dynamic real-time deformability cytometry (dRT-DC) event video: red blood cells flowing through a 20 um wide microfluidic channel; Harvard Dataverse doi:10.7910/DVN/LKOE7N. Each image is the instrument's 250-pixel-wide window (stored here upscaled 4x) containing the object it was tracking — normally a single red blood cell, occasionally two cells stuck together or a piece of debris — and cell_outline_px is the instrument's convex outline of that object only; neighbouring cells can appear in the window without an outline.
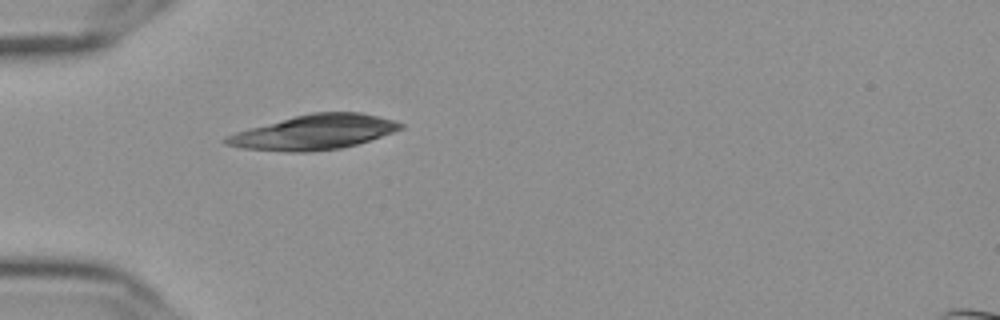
{"species": "Egyptian fruit bat (a non-hibernating species)", "species_latin": "Rousettus aegyptiacus", "temperature_condition": "cold", "stored_images_in_passage": 35, "camera_frame_rate_fps": 3000, "um_per_image_px": 0.085, "frame": {"image": 1, "passage_image": 1, "time_ms": 0.0, "image_size_px": [1000, 320], "cell_outline_px": [[404, 128], [356, 144], [340, 148], [308, 152], [288, 152], [244, 148], [224, 144], [220, 140], [224, 136], [236, 132], [296, 116], [312, 112], [360, 112], [392, 120], [404, 124]], "centroid_in_image_um": [26.66, 11.24], "position_along_channel_um": 58.3, "area_um2": 34.8}}
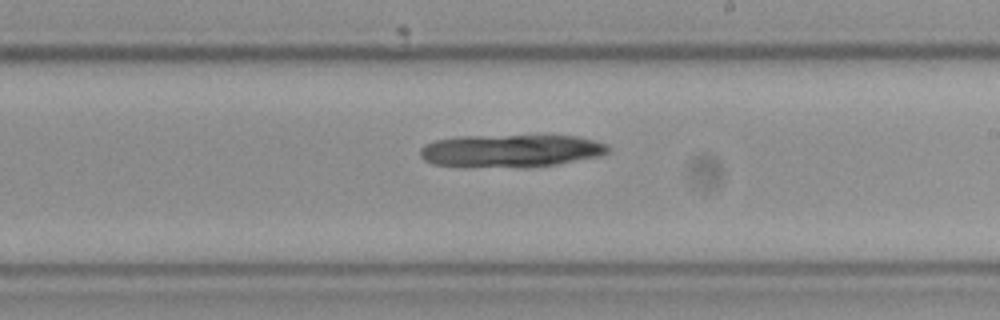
{"frame": {"image": 2, "passage_image": 17, "time_ms": 5.333, "image_size_px": [1000, 320], "cell_outline_px": [[612, 148], [608, 152], [600, 156], [556, 164], [528, 168], [520, 168], [432, 164], [424, 160], [420, 156], [420, 148], [424, 144], [436, 140], [456, 136], [576, 136], [608, 144]], "centroid_in_image_um": [43.43, 12.82], "position_along_channel_um": 245.6, "area_um2": 35.89}}
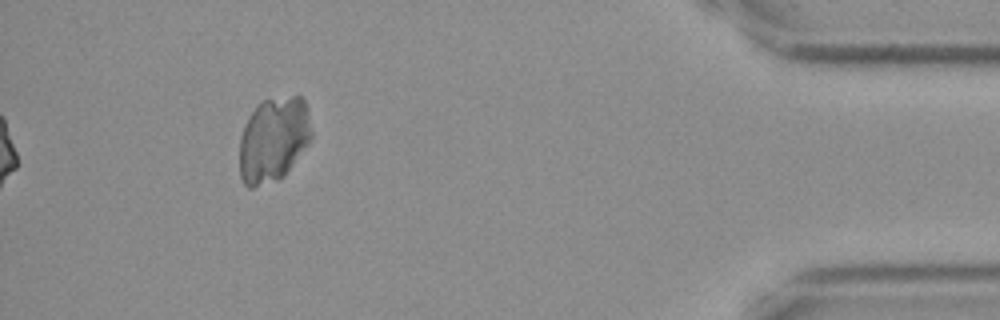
{"frame": {"image": 3, "passage_image": 35, "time_ms": 11.333, "image_size_px": [1000, 320], "cell_outline_px": [[312, 140], [284, 176], [276, 180], [252, 188], [248, 188], [244, 184], [240, 176], [240, 136], [244, 124], [248, 116], [256, 104], [264, 100], [292, 96], [300, 96], [304, 100], [308, 112], [312, 132]], "centroid_in_image_um": [23.24, 11.86], "position_along_channel_um": 412.0, "area_um2": 35.89}}